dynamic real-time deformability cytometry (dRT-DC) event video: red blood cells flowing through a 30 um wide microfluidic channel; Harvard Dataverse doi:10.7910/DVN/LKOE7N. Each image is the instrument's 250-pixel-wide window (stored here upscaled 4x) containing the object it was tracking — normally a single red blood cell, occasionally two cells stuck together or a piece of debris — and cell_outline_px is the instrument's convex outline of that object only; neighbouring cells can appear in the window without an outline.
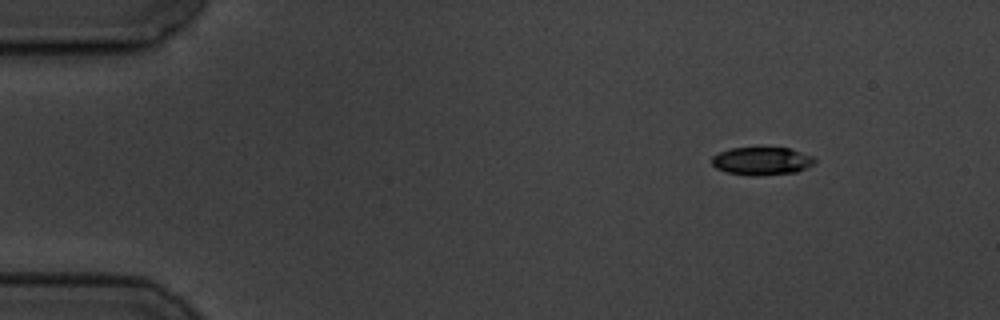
{"species": "common noctule bat (a hibernating species)", "species_latin": "Nyctalus noctula", "temperature_condition": "cold", "stored_images_in_passage": 4, "camera_frame_rate_fps": 3000, "um_per_image_px": 0.085, "animal": {"sex": "male", "body_mass_g": 19.5, "forearm_length_mm": 54.6}, "frame": {"image": 1, "passage_image": 1, "time_ms": 0.0, "image_size_px": [1000, 320], "cell_outline_px": [[816, 160], [812, 164], [796, 172], [760, 176], [752, 176], [728, 172], [716, 168], [712, 164], [712, 156], [720, 152], [732, 148], [788, 148], [812, 156]], "centroid_in_image_um": [64.73, 13.7], "position_along_channel_um": 20.3, "area_um2": 16.53}}